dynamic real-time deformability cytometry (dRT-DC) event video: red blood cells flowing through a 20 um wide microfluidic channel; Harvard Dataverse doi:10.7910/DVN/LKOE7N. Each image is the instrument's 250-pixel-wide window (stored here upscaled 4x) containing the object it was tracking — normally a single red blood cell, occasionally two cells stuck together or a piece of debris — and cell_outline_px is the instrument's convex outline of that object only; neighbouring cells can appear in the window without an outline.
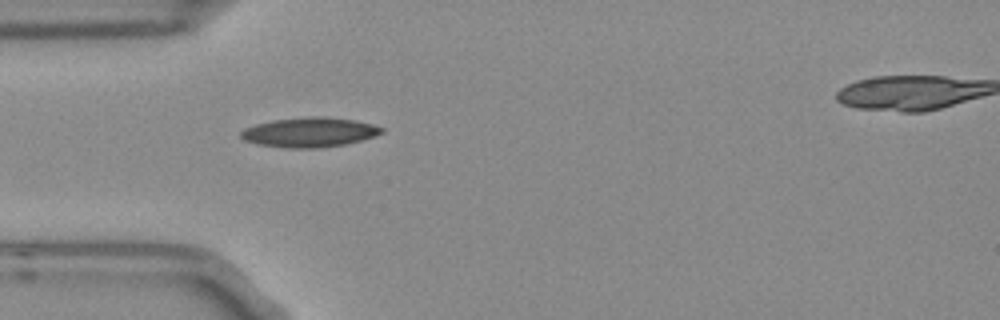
{"species": "Egyptian fruit bat (a non-hibernating species)", "species_latin": "Rousettus aegyptiacus", "temperature_condition": "room temperature", "stored_images_in_passage": 2, "segment_of_instrument_passage": [1, 2], "camera_frame_rate_fps": 3000, "um_per_image_px": 0.085, "frame": {"image": 1, "passage_image": 1, "time_ms": 0.0, "image_size_px": [1000, 320], "cell_outline_px": [[384, 132], [360, 140], [344, 144], [316, 148], [284, 148], [256, 144], [244, 140], [240, 136], [240, 132], [244, 128], [256, 124], [272, 120], [312, 116], [324, 116], [356, 120], [372, 124], [384, 128]], "centroid_in_image_um": [26.27, 11.24], "position_along_channel_um": 58.7, "area_um2": 24.33}}